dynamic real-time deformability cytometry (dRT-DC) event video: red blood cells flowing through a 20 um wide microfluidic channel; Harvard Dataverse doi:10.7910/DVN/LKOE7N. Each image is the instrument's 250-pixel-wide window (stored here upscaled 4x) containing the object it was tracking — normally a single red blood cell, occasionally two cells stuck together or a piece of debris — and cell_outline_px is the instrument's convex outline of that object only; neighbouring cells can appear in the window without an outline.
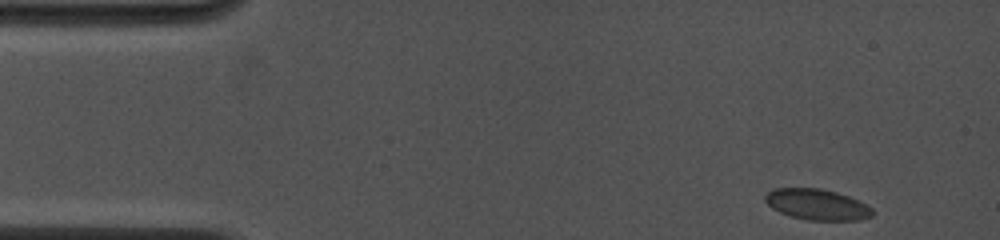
{"species": "common noctule bat (a hibernating species)", "species_latin": "Nyctalus noctula", "temperature_condition": "cold", "stored_images_in_passage": 41, "camera_frame_rate_fps": 4500, "um_per_image_px": 0.085, "animal": {"sex": "female", "body_mass_g": 19.0, "forearm_length_mm": 53.3}, "frame": {"image": 1, "passage_image": 1, "time_ms": 0.0, "image_size_px": [1000, 240], "cell_outline_px": [[876, 212], [872, 216], [860, 220], [808, 220], [792, 216], [780, 212], [772, 208], [764, 200], [764, 196], [772, 188], [820, 188], [836, 192], [848, 196], [872, 208]], "centroid_in_image_um": [69.44, 17.38], "position_along_channel_um": 15.6, "area_um2": 19.25}}
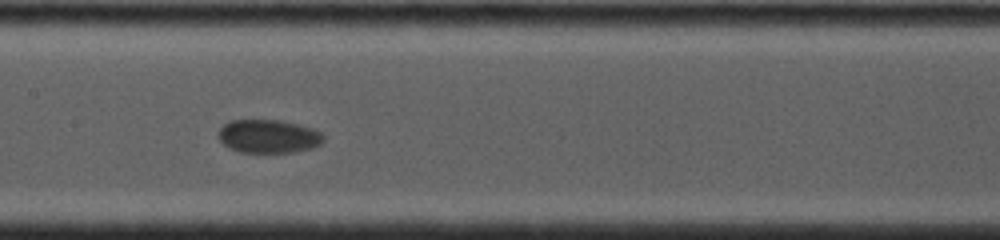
{"frame": {"image": 2, "passage_image": 23, "time_ms": 6.889, "image_size_px": [1000, 240], "cell_outline_px": [[324, 140], [320, 144], [312, 148], [296, 152], [240, 152], [228, 148], [216, 136], [216, 132], [228, 120], [280, 120], [312, 128], [320, 132], [324, 136]], "centroid_in_image_um": [22.78, 11.58], "position_along_channel_um": 184.6, "area_um2": 20.63}}
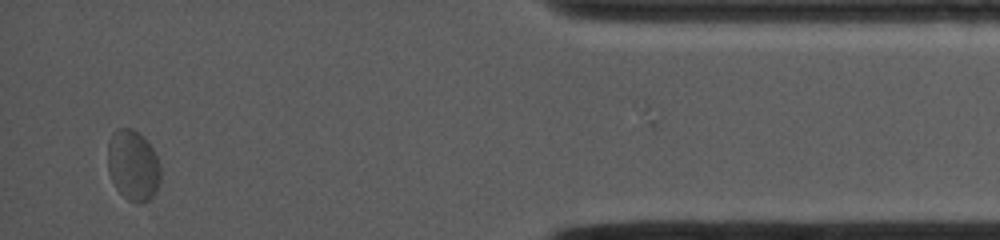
{"frame": {"image": 3, "passage_image": 40, "time_ms": 14.222, "image_size_px": [1000, 240], "cell_outline_px": [[160, 180], [156, 192], [148, 200], [140, 204], [136, 204], [128, 200], [116, 188], [112, 180], [108, 168], [108, 144], [112, 132], [116, 128], [132, 128], [144, 136], [152, 148], [160, 164]], "centroid_in_image_um": [11.31, 14.05], "position_along_channel_um": 423.9, "area_um2": 21.91}, "authors_computed_cell_mechanics": {"area_um2": 20.2878, "velocity_mm_per_s": 3.8489, "shape_relaxation_time_tau1_ms": 1.8143, "shape_relaxation_time_tau2_ms": null, "deformation_change_tau1": 0.0542, "deformation_change_tau2": null}}